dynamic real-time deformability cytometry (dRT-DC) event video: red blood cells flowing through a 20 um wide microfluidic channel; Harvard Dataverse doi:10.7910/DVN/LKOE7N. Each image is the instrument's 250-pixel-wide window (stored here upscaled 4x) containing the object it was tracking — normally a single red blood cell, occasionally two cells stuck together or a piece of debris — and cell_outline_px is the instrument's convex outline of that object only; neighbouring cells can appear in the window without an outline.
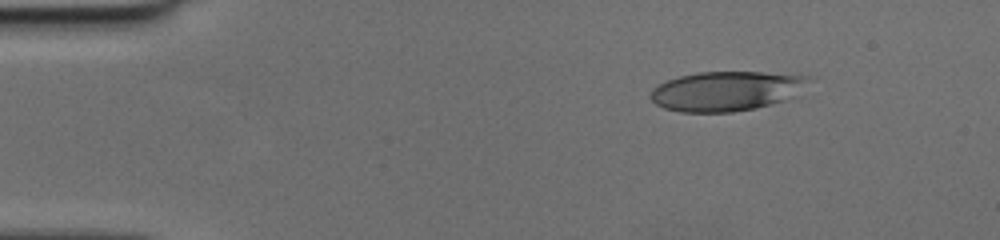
{"species": "human", "species_latin": "Homo sapiens", "temperature_condition": "cold", "stored_images_in_passage": 44, "camera_frame_rate_fps": 3000, "um_per_image_px": 0.085, "donor": {"sex": "female"}, "frame": {"image": 1, "passage_image": 1, "time_ms": 0.0, "image_size_px": [1000, 240], "cell_outline_px": [[804, 76], [784, 100], [772, 104], [756, 108], [732, 112], [680, 112], [664, 108], [656, 104], [652, 100], [652, 92], [660, 84], [668, 80], [680, 76], [700, 72], [760, 72]], "centroid_in_image_um": [61.52, 7.76], "position_along_channel_um": 23.5, "area_um2": 34.74}}
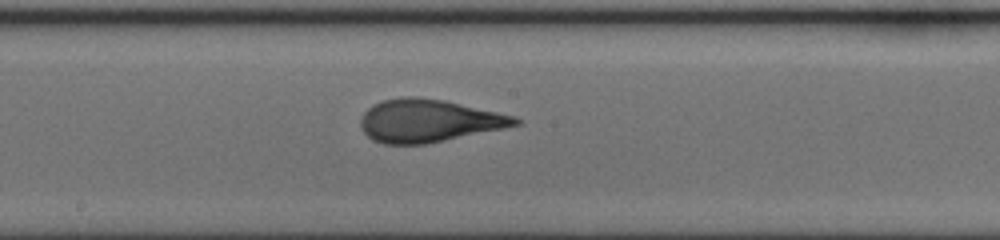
{"frame": {"image": 2, "passage_image": 21, "time_ms": 6.667, "image_size_px": [1000, 240], "cell_outline_px": [[520, 124], [504, 128], [428, 144], [384, 144], [372, 140], [364, 132], [360, 124], [360, 120], [364, 112], [372, 104], [384, 100], [400, 96], [416, 96], [444, 100], [516, 116], [520, 120]], "centroid_in_image_um": [36.42, 10.26], "position_along_channel_um": 211.8, "area_um2": 38.61}}
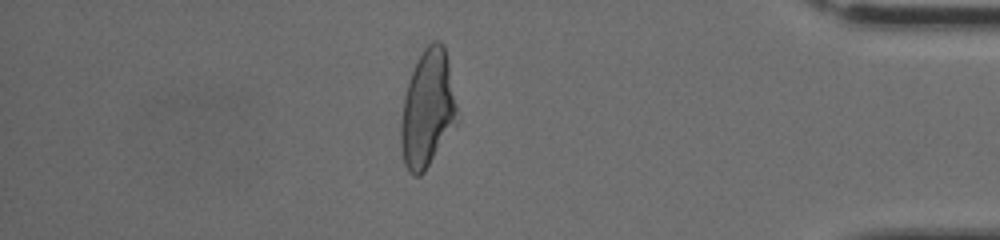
{"frame": {"image": 3, "passage_image": 37, "time_ms": 12.0, "image_size_px": [1000, 240], "cell_outline_px": [[456, 124], [424, 172], [420, 176], [412, 176], [408, 172], [404, 164], [400, 148], [400, 124], [404, 96], [412, 72], [424, 48], [428, 44], [436, 40], [444, 44], [448, 60], [456, 104]], "centroid_in_image_um": [36.31, 9.3], "position_along_channel_um": 398.9, "area_um2": 38.15}}